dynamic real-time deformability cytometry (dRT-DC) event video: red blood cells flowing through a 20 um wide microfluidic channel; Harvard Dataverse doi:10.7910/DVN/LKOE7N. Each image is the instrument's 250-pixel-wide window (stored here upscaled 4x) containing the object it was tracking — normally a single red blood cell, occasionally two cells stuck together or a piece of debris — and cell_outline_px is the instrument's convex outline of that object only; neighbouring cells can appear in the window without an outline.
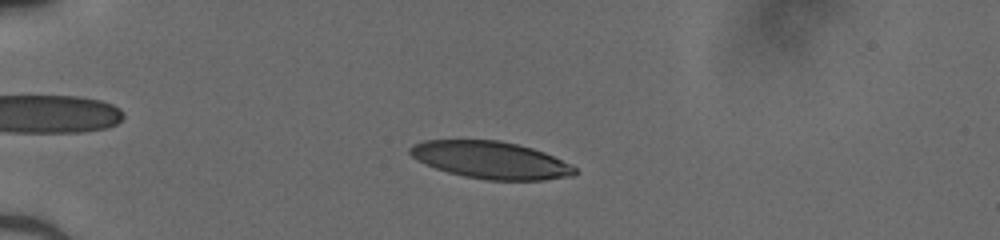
{"species": "human", "species_latin": "Homo sapiens", "temperature_condition": "cold", "stored_images_in_passage": 49, "camera_frame_rate_fps": 3000, "um_per_image_px": 0.085, "donor": {"sex": "male"}, "frame": {"image": 1, "passage_image": 13, "time_ms": 4.0, "image_size_px": [1000, 240], "cell_outline_px": [[576, 172], [572, 176], [544, 180], [488, 180], [464, 176], [448, 172], [424, 164], [412, 156], [408, 152], [408, 148], [424, 140], [496, 140], [516, 144], [532, 148], [544, 152], [576, 168]], "centroid_in_image_um": [41.68, 13.61], "position_along_channel_um": 43.3, "area_um2": 35.43}}
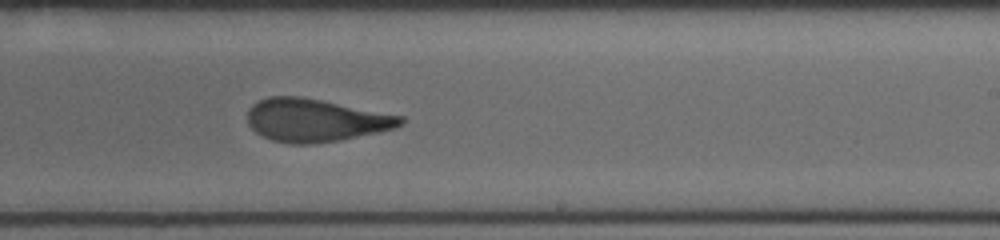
{"frame": {"image": 2, "passage_image": 32, "time_ms": 10.333, "image_size_px": [1000, 240], "cell_outline_px": [[404, 124], [396, 128], [340, 140], [312, 144], [292, 144], [272, 140], [256, 132], [248, 124], [248, 108], [252, 104], [268, 96], [300, 96], [404, 116]], "centroid_in_image_um": [26.81, 10.22], "position_along_channel_um": 262.2, "area_um2": 38.21}}
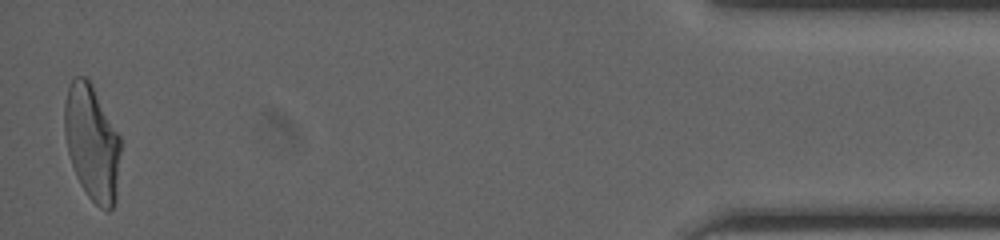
{"frame": {"image": 3, "passage_image": 49, "time_ms": 16.0, "image_size_px": [1000, 240], "cell_outline_px": [[120, 152], [116, 200], [112, 208], [108, 212], [104, 212], [88, 196], [80, 184], [76, 176], [68, 152], [64, 132], [64, 104], [68, 84], [76, 76], [84, 76], [92, 84], [120, 136]], "centroid_in_image_um": [7.81, 12.14], "position_along_channel_um": 427.4, "area_um2": 37.92}}